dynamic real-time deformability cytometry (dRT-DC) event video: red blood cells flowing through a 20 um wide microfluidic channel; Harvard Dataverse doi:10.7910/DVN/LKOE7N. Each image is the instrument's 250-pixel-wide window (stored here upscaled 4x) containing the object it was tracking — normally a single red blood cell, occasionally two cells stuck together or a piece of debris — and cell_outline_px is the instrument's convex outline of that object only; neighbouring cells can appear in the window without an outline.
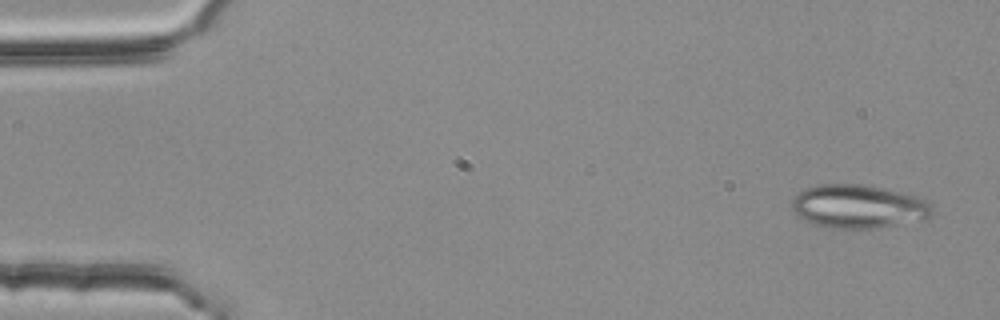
{"species": "common noctule bat (a hibernating species)", "species_latin": "Nyctalus noctula", "temperature_condition": "room temperature", "stored_images_in_passage": 4, "camera_frame_rate_fps": 3000, "um_per_image_px": 0.085, "animal": {"sex": "female", "body_mass_g": 25.1}, "frame": {"image": 1, "passage_image": 4, "time_ms": 1.0, "image_size_px": [1000, 320], "cell_outline_px": [[936, 212], [932, 216], [924, 220], [876, 228], [828, 228], [812, 224], [800, 216], [792, 208], [792, 200], [804, 188], [816, 184], [864, 184], [920, 196], [932, 204]], "centroid_in_image_um": [73.04, 17.55], "position_along_channel_um": 12.0, "area_um2": 36.01}}